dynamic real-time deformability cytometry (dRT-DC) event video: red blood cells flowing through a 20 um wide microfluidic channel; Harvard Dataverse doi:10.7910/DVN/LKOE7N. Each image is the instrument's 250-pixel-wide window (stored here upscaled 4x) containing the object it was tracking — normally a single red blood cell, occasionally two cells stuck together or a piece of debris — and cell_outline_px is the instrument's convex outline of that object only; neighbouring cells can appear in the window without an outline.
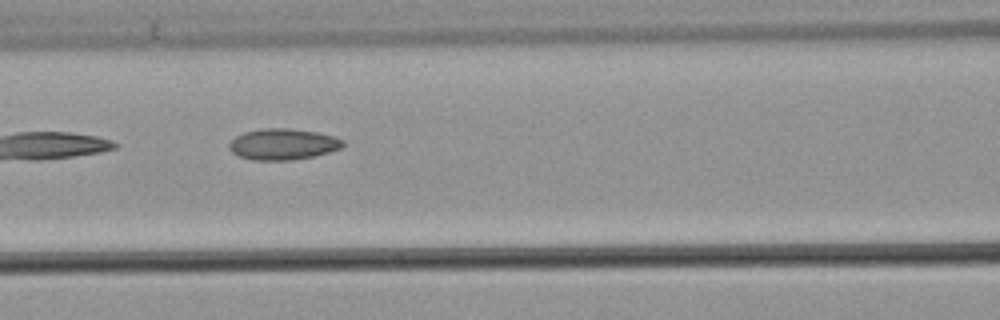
{"species": "common noctule bat (a hibernating species)", "species_latin": "Nyctalus noctula", "temperature_condition": "warm", "stored_images_in_passage": 5, "camera_frame_rate_fps": 3000, "um_per_image_px": 0.085, "animal": {"sex": "male", "body_mass_g": 21.5, "forearm_length_mm": 52.0}, "frame": {"image": 1, "passage_image": 3, "time_ms": 0.667, "image_size_px": [1000, 320], "cell_outline_px": [[344, 144], [340, 148], [328, 152], [312, 156], [288, 160], [252, 160], [240, 156], [232, 152], [228, 148], [228, 144], [236, 136], [244, 132], [264, 128], [288, 128], [316, 132], [332, 136], [344, 140]], "centroid_in_image_um": [24.02, 12.25], "position_along_channel_um": 142.6, "area_um2": 20.4}}